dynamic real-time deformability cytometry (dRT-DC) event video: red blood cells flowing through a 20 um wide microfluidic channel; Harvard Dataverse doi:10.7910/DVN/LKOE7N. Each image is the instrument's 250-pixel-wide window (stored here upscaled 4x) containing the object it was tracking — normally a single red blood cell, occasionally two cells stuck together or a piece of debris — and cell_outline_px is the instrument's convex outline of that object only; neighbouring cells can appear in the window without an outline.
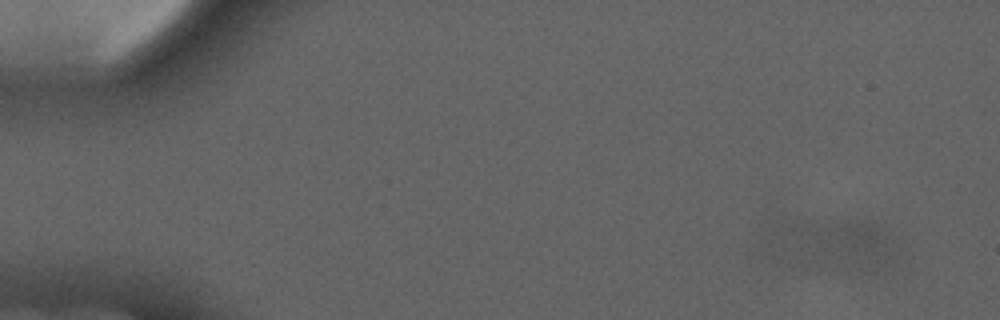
{"species": "common noctule bat (a hibernating species)", "species_latin": "Nyctalus noctula", "temperature_condition": "cold", "stored_images_in_passage": 4, "segment_of_instrument_passage": [1, 2], "camera_frame_rate_fps": 3000, "um_per_image_px": 0.085, "animal": {"sex": "male", "forearm_length_mm": 52.5}, "frame": {"image": 1, "passage_image": 1, "time_ms": 0.0, "image_size_px": [1000, 320], "cell_outline_px": [[900, 252], [868, 272], [864, 272], [792, 268], [792, 224], [872, 224], [880, 228], [892, 240]], "centroid_in_image_um": [71.45, 21.0], "position_along_channel_um": 13.6, "area_um2": 31.85}}